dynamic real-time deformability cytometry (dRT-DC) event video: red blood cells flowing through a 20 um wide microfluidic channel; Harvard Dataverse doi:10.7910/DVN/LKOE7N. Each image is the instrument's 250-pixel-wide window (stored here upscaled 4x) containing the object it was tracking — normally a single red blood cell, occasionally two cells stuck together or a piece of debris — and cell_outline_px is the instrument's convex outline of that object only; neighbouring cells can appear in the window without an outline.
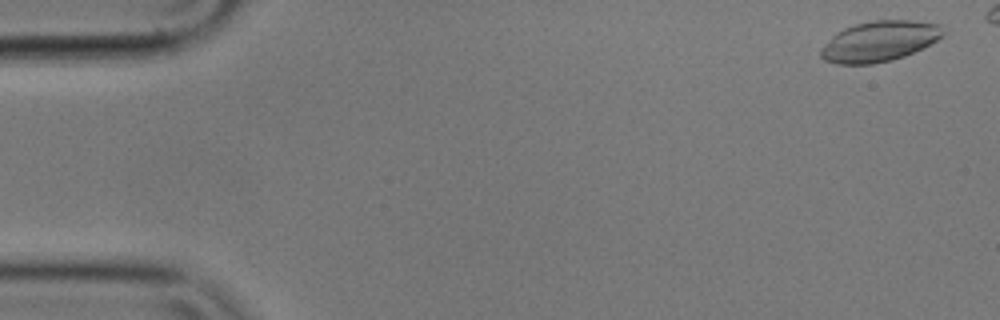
{"species": "common noctule bat (a hibernating species)", "species_latin": "Nyctalus noctula", "temperature_condition": "cold", "stored_images_in_passage": 3, "camera_frame_rate_fps": 3000, "um_per_image_px": 0.085, "animal": {"sex": "male", "body_mass_g": 17.9}, "frame": {"image": 1, "passage_image": 1, "time_ms": 0.0, "image_size_px": [1000, 320], "cell_outline_px": [[944, 32], [936, 40], [904, 56], [892, 60], [872, 64], [836, 64], [824, 60], [820, 56], [820, 48], [836, 32], [844, 28], [856, 24], [872, 20], [908, 20], [940, 24]], "centroid_in_image_um": [74.68, 3.51], "position_along_channel_um": 10.3, "area_um2": 28.61}}